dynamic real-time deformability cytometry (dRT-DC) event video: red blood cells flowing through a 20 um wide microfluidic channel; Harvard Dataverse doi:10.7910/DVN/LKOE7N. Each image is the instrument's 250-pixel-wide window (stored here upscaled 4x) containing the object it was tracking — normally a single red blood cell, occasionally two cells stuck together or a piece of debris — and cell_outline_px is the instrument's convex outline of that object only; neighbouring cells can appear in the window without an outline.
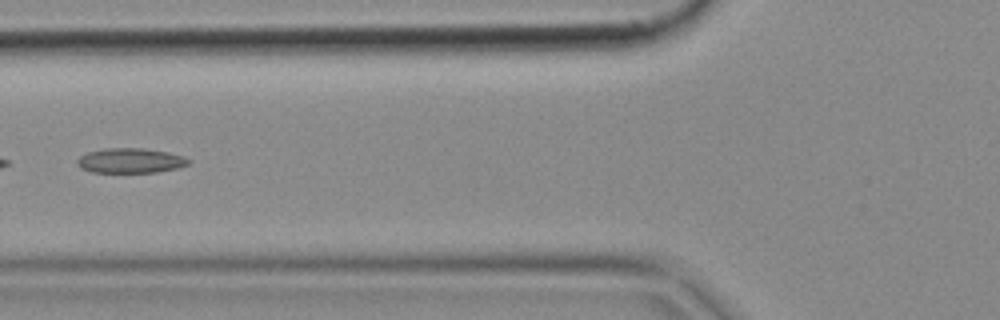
{"species": "common noctule bat (a hibernating species)", "species_latin": "Nyctalus noctula", "temperature_condition": "cold", "stored_images_in_passage": 6, "segment_of_instrument_passage": [2, 2], "camera_frame_rate_fps": 3000, "um_per_image_px": 0.085, "animal": {"sex": "female", "body_mass_g": 18.4}, "frame": {"image": 1, "passage_image": 5, "time_ms": 1.333, "image_size_px": [1000, 320], "cell_outline_px": [[192, 160], [188, 164], [180, 168], [156, 172], [92, 172], [80, 168], [76, 164], [76, 160], [80, 156], [88, 152], [104, 148], [144, 148], [168, 152], [184, 156]], "centroid_in_image_um": [11.1, 13.65], "position_along_channel_um": 114.7, "area_um2": 16.3}}
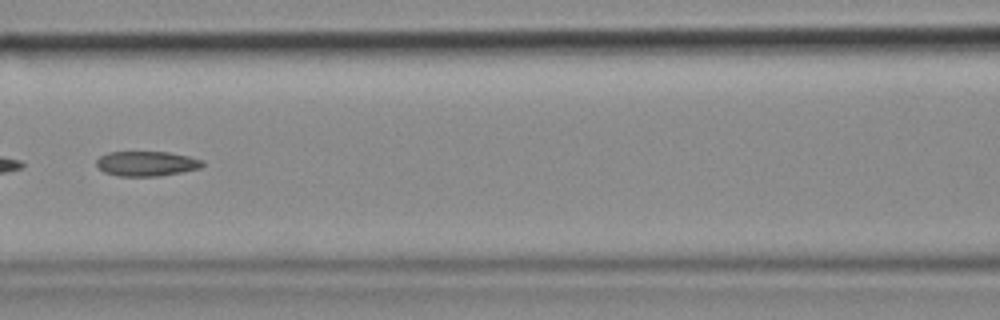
{"frame": {"image": 2, "passage_image": 6, "time_ms": 1.667, "image_size_px": [1000, 320], "cell_outline_px": [[204, 164], [200, 168], [160, 176], [116, 176], [104, 172], [96, 164], [96, 160], [100, 156], [108, 152], [168, 152], [188, 156], [204, 160]], "centroid_in_image_um": [12.45, 13.91], "position_along_channel_um": 154.1, "area_um2": 15.37}}